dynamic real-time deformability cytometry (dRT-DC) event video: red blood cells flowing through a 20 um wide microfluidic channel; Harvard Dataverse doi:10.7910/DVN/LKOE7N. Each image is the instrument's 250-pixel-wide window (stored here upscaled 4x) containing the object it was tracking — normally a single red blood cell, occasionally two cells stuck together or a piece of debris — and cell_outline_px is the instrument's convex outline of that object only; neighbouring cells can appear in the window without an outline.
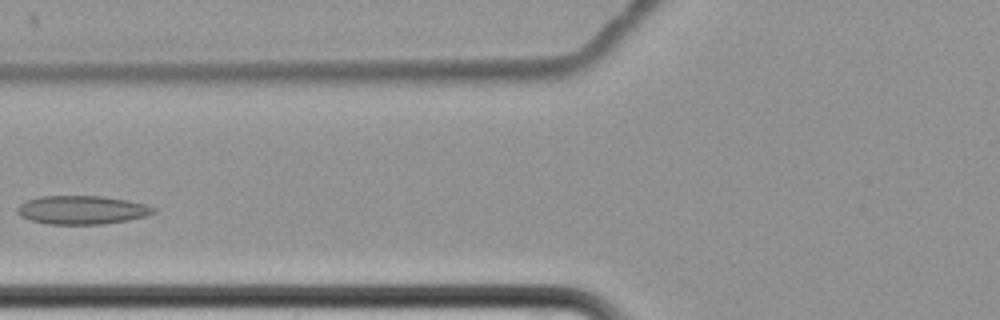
{"species": "common noctule bat (a hibernating species)", "species_latin": "Nyctalus noctula", "temperature_condition": "cold", "stored_images_in_passage": 5, "camera_frame_rate_fps": 3000, "um_per_image_px": 0.085, "animal": {"sex": "female", "body_mass_g": 22.7, "forearm_length_mm": 54.2}, "frame": {"image": 1, "passage_image": 5, "time_ms": 5.0, "image_size_px": [1000, 320], "cell_outline_px": [[156, 212], [148, 216], [128, 220], [100, 224], [48, 224], [32, 220], [20, 216], [16, 212], [16, 208], [24, 200], [40, 196], [100, 196], [128, 200], [144, 204], [156, 208]], "centroid_in_image_um": [6.95, 17.84], "position_along_channel_um": 118.8, "area_um2": 22.77}}